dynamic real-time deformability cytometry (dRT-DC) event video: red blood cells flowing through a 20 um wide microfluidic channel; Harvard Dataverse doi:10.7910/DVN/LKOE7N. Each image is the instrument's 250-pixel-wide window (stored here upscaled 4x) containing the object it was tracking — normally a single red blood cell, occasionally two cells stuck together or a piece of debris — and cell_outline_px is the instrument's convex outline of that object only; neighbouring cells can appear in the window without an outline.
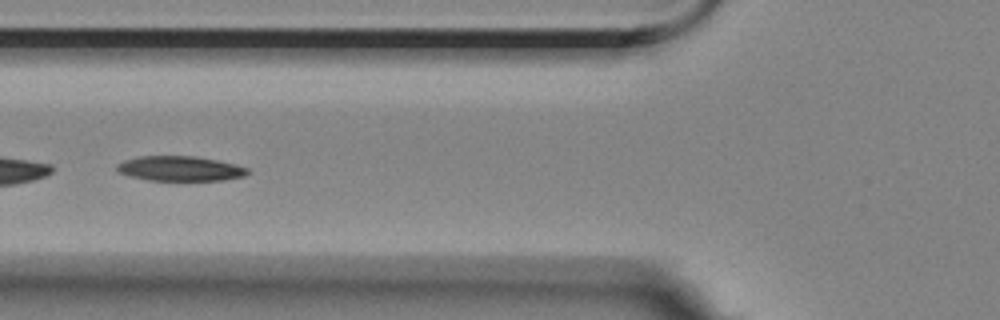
{"species": "Egyptian fruit bat (a non-hibernating species)", "species_latin": "Rousettus aegyptiacus", "temperature_condition": "room temperature", "stored_images_in_passage": 26, "segment_of_instrument_passage": [2, 2], "camera_frame_rate_fps": 3000, "um_per_image_px": 0.085, "animal": {"sex": "female"}, "frame": {"image": 1, "passage_image": 15, "time_ms": 4.667, "image_size_px": [1000, 320], "cell_outline_px": [[248, 172], [244, 176], [224, 180], [148, 180], [116, 172], [116, 164], [124, 160], [136, 156], [196, 156], [236, 164], [248, 168]], "centroid_in_image_um": [15.27, 14.32], "position_along_channel_um": 110.5, "area_um2": 18.96}}